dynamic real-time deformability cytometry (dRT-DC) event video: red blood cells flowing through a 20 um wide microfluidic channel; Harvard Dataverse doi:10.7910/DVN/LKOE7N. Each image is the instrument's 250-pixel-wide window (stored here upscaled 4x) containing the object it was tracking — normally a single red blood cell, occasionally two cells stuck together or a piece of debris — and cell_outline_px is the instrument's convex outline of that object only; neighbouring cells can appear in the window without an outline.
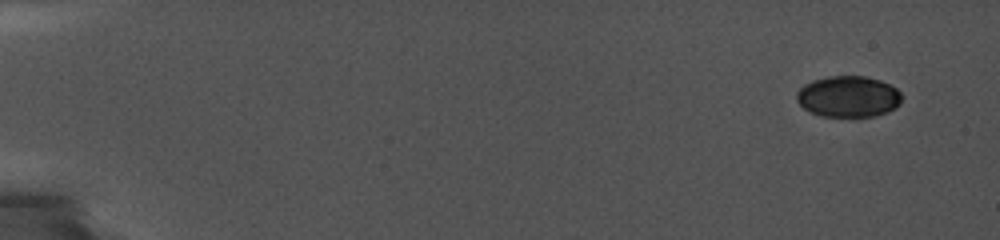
{"species": "common noctule bat (a hibernating species)", "species_latin": "Nyctalus noctula", "temperature_condition": "cold", "stored_images_in_passage": 20, "camera_frame_rate_fps": 5000, "um_per_image_px": 0.085, "animal": {"sex": "female", "body_mass_g": 19.0, "forearm_length_mm": 56.7}, "frame": {"image": 1, "passage_image": 1, "time_ms": 0.0, "image_size_px": [1000, 240], "cell_outline_px": [[900, 104], [896, 108], [888, 112], [876, 116], [820, 116], [808, 112], [796, 100], [796, 92], [804, 84], [812, 80], [828, 76], [864, 76], [880, 80], [896, 88], [900, 92]], "centroid_in_image_um": [72.08, 8.21], "position_along_channel_um": 12.9, "area_um2": 25.37}}
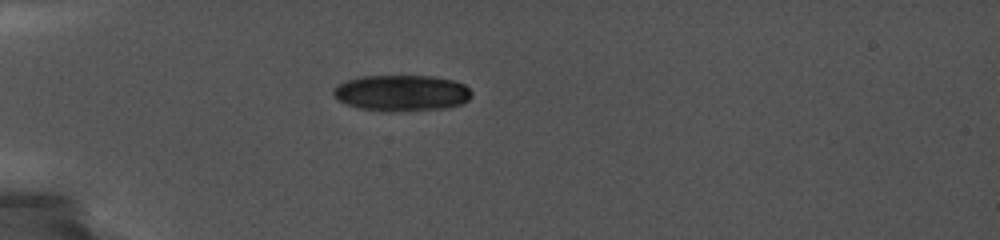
{"frame": {"image": 2, "passage_image": 15, "time_ms": 4.8, "image_size_px": [1000, 240], "cell_outline_px": [[472, 96], [468, 100], [460, 104], [444, 108], [392, 112], [384, 112], [356, 108], [344, 104], [332, 92], [336, 84], [360, 76], [432, 76], [452, 80], [464, 84], [472, 92]], "centroid_in_image_um": [34.11, 7.91], "position_along_channel_um": 50.9, "area_um2": 29.3}}